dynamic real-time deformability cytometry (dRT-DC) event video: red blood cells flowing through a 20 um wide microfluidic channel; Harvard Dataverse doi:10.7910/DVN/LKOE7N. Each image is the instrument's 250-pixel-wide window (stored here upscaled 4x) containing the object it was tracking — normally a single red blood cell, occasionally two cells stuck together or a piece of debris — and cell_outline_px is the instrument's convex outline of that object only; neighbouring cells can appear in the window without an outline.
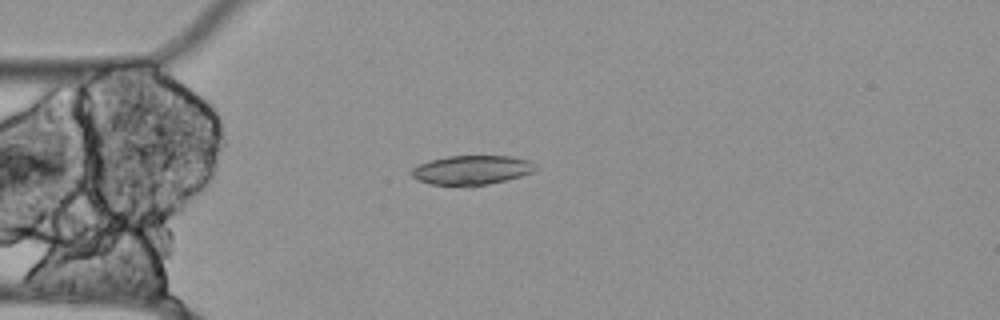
{"species": "Egyptian fruit bat (a non-hibernating species)", "species_latin": "Rousettus aegyptiacus", "temperature_condition": "cold", "stored_images_in_passage": 35, "segment_of_instrument_passage": [1, 2], "camera_frame_rate_fps": 3000, "um_per_image_px": 0.085, "animal": {"sex": "female"}, "frame": {"image": 1, "passage_image": 1, "time_ms": 0.0, "image_size_px": [1000, 320], "cell_outline_px": [[536, 168], [532, 172], [520, 176], [472, 188], [428, 184], [412, 176], [408, 172], [412, 168], [428, 160], [448, 156], [512, 156], [528, 160], [536, 164]], "centroid_in_image_um": [40.04, 14.48], "position_along_channel_um": 45.0, "area_um2": 21.62}}
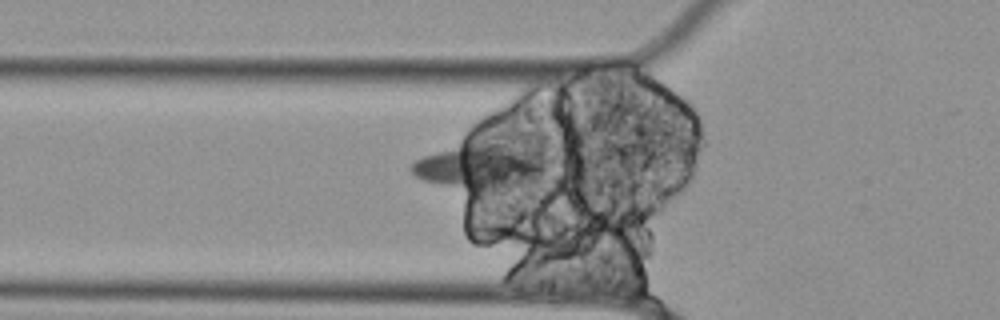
{"frame": {"image": 2, "passage_image": 5, "time_ms": 1.333, "image_size_px": [1000, 320], "cell_outline_px": [[552, 164], [540, 180], [480, 188], [464, 188], [440, 184], [424, 180], [416, 176], [408, 168], [416, 160], [464, 136], [488, 132]], "centroid_in_image_um": [40.78, 13.9], "position_along_channel_um": 85.0, "area_um2": 37.45}}